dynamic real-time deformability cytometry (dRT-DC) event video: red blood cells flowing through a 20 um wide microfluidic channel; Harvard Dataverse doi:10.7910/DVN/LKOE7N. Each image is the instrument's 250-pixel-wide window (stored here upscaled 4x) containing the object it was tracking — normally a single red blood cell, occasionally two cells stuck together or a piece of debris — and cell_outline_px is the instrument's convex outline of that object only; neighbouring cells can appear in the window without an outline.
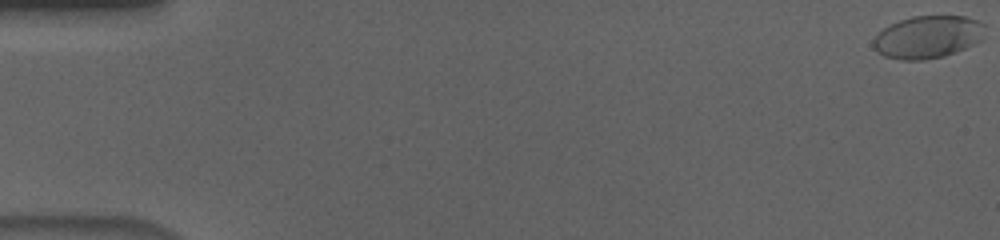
{"species": "human", "species_latin": "Homo sapiens", "temperature_condition": "cold", "stored_images_in_passage": 58, "camera_frame_rate_fps": 3000, "um_per_image_px": 0.085, "donor": {"sex": "male"}, "frame": {"image": 1, "passage_image": 1, "time_ms": 0.0, "image_size_px": [1000, 240], "cell_outline_px": [[984, 24], [980, 40], [964, 48], [944, 56], [924, 60], [900, 60], [884, 56], [876, 52], [872, 44], [872, 40], [884, 28], [900, 20], [912, 16], [964, 16], [976, 20]], "centroid_in_image_um": [78.8, 3.15], "position_along_channel_um": 6.2, "area_um2": 27.4}}
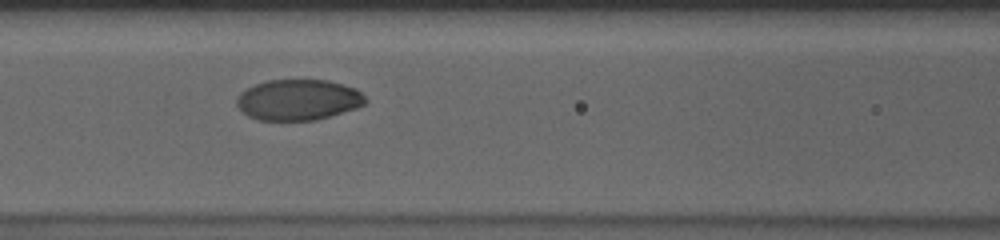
{"frame": {"image": 2, "passage_image": 26, "time_ms": 8.333, "image_size_px": [1000, 240], "cell_outline_px": [[368, 100], [364, 104], [356, 108], [316, 120], [260, 120], [248, 116], [236, 104], [236, 96], [240, 92], [256, 84], [268, 80], [328, 80], [356, 88]], "centroid_in_image_um": [25.35, 8.48], "position_along_channel_um": 141.2, "area_um2": 30.52}}
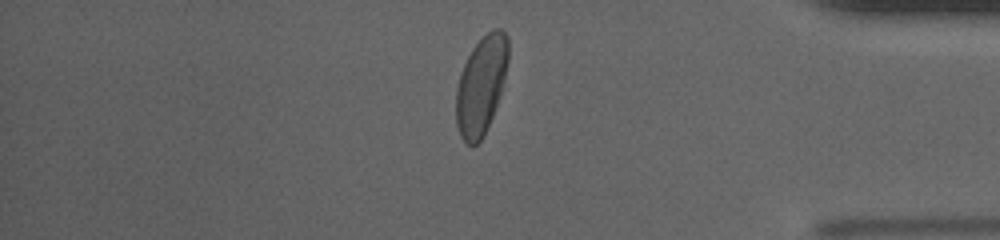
{"frame": {"image": 3, "passage_image": 49, "time_ms": 16.0, "image_size_px": [1000, 240], "cell_outline_px": [[508, 60], [504, 80], [492, 116], [484, 136], [472, 148], [460, 136], [456, 124], [456, 88], [460, 72], [472, 48], [492, 28], [500, 28], [508, 36]], "centroid_in_image_um": [40.88, 7.25], "position_along_channel_um": 394.3, "area_um2": 29.71}, "authors_computed_cell_mechanics": {"area_um2": 30.7496, "velocity_mm_per_s": 3.6397, "shape_relaxation_time_tau1_ms": 3.2126, "shape_relaxation_time_tau2_ms": null, "deformation_change_tau1": 0.1352, "deformation_change_tau2": null}}